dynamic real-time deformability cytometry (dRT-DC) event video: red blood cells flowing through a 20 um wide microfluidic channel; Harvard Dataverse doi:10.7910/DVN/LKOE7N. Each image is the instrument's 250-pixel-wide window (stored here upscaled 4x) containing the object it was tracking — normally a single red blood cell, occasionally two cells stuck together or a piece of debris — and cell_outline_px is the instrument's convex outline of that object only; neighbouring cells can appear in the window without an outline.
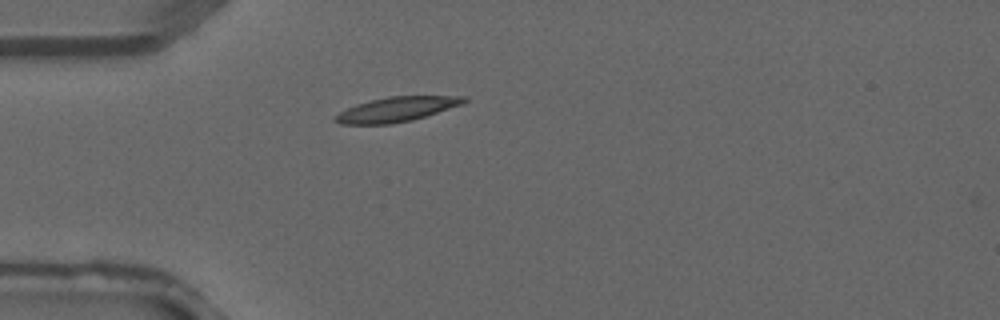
{"species": "common noctule bat (a hibernating species)", "species_latin": "Nyctalus noctula", "temperature_condition": "warm", "stored_images_in_passage": 5, "camera_frame_rate_fps": 3000, "um_per_image_px": 0.085, "animal": {"sex": "male", "forearm_length_mm": 52.5}, "frame": {"image": 1, "passage_image": 5, "time_ms": 1.333, "image_size_px": [1000, 320], "cell_outline_px": [[468, 100], [464, 104], [412, 120], [392, 124], [340, 124], [332, 120], [332, 116], [356, 104], [388, 96], [468, 96]], "centroid_in_image_um": [33.71, 9.29], "position_along_channel_um": 51.3, "area_um2": 18.61}}